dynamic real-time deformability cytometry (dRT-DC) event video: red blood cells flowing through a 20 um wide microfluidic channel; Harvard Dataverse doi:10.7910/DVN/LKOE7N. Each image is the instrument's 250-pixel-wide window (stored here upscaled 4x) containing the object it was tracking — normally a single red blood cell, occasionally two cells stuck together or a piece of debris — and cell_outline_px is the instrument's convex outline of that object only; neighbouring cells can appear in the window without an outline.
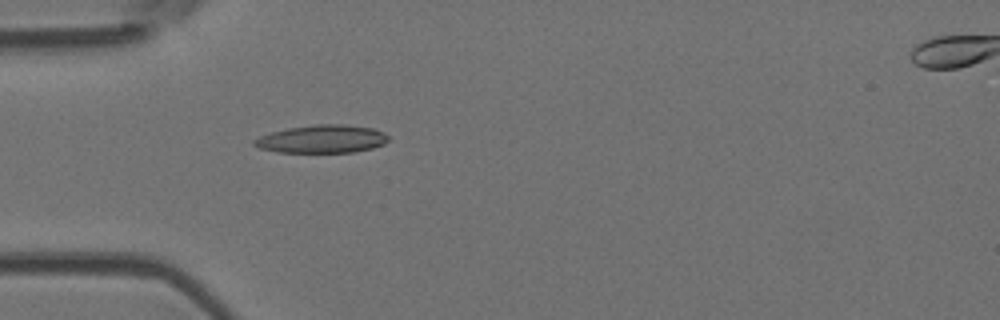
{"species": "Egyptian fruit bat (a non-hibernating species)", "species_latin": "Rousettus aegyptiacus", "temperature_condition": "room temperature", "stored_images_in_passage": 5, "camera_frame_rate_fps": 3000, "um_per_image_px": 0.085, "animal": {"sex": "female"}, "frame": {"image": 1, "passage_image": 4, "time_ms": 4.667, "image_size_px": [1000, 320], "cell_outline_px": [[388, 140], [384, 144], [372, 148], [352, 152], [280, 152], [260, 148], [252, 144], [252, 140], [260, 136], [272, 132], [288, 128], [316, 124], [340, 124], [372, 128], [384, 132], [388, 136]], "centroid_in_image_um": [27.37, 11.81], "position_along_channel_um": 57.6, "area_um2": 21.73}}